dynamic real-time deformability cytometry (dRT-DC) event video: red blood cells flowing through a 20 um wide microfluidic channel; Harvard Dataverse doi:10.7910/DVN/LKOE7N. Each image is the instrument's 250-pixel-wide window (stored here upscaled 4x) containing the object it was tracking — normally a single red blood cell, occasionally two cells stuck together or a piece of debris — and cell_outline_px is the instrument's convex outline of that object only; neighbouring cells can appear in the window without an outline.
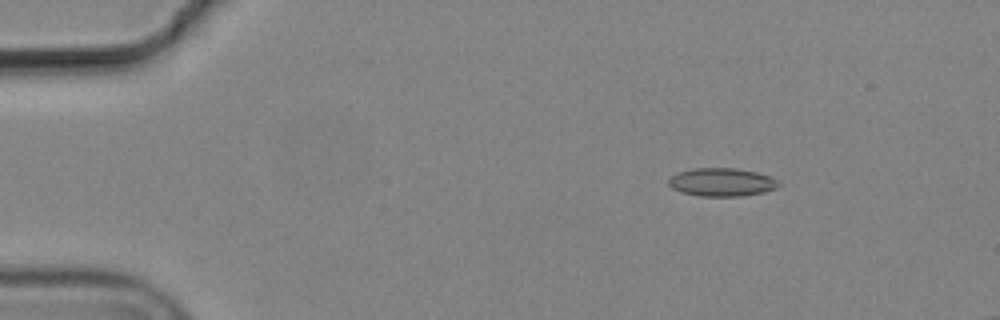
{"species": "common noctule bat (a hibernating species)", "species_latin": "Nyctalus noctula", "temperature_condition": "cold", "stored_images_in_passage": 4, "camera_frame_rate_fps": 3000, "um_per_image_px": 0.085, "animal": {"sex": "male", "body_mass_g": 19.2, "forearm_length_mm": 51.8}, "frame": {"image": 1, "passage_image": 2, "time_ms": 0.333, "image_size_px": [1000, 320], "cell_outline_px": [[780, 184], [776, 188], [764, 192], [740, 196], [700, 196], [680, 192], [672, 188], [668, 184], [668, 180], [676, 172], [692, 168], [736, 168], [756, 172], [772, 176]], "centroid_in_image_um": [61.33, 15.48], "position_along_channel_um": 23.7, "area_um2": 18.21}}